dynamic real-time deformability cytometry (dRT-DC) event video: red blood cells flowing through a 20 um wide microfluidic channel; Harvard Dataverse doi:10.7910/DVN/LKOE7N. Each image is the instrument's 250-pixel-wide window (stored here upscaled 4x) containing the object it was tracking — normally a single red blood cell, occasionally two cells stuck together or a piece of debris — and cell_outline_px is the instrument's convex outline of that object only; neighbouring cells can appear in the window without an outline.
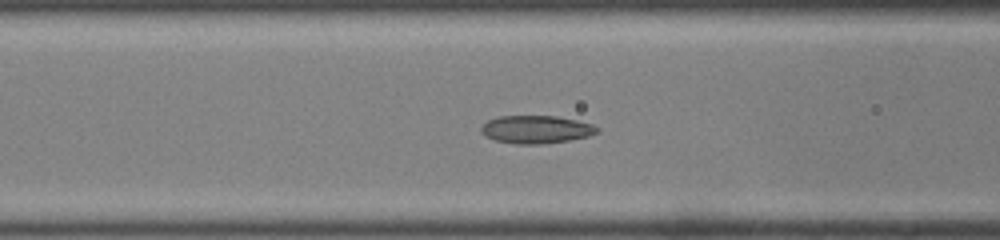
{"species": "common noctule bat (a hibernating species)", "species_latin": "Nyctalus noctula", "temperature_condition": "room temperature", "stored_images_in_passage": 44, "camera_frame_rate_fps": 3000, "um_per_image_px": 0.085, "animal": {"sex": "male", "body_mass_g": 19.0, "forearm_length_mm": 50.8}, "frame": {"image": 1, "passage_image": 15, "time_ms": 4.667, "image_size_px": [1000, 240], "cell_outline_px": [[600, 132], [588, 136], [568, 140], [544, 144], [516, 144], [496, 140], [484, 136], [480, 132], [480, 128], [488, 120], [500, 116], [556, 116], [576, 120], [592, 124], [600, 128]], "centroid_in_image_um": [45.58, 11.0], "position_along_channel_um": 121.0, "area_um2": 18.9}}
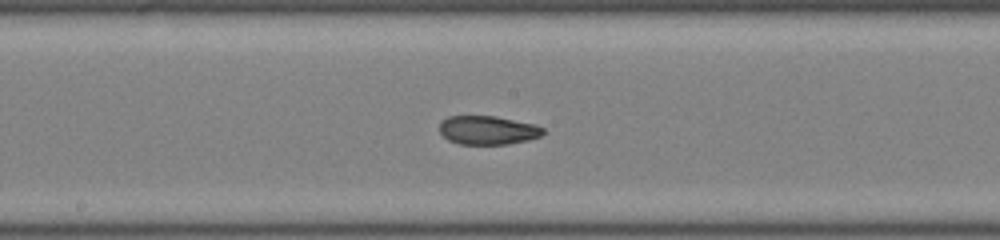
{"frame": {"image": 2, "passage_image": 21, "time_ms": 6.667, "image_size_px": [1000, 240], "cell_outline_px": [[544, 132], [540, 136], [528, 140], [508, 144], [460, 144], [448, 140], [440, 132], [440, 120], [448, 116], [496, 116], [532, 124], [544, 128]], "centroid_in_image_um": [41.43, 11.06], "position_along_channel_um": 206.8, "area_um2": 17.28}}
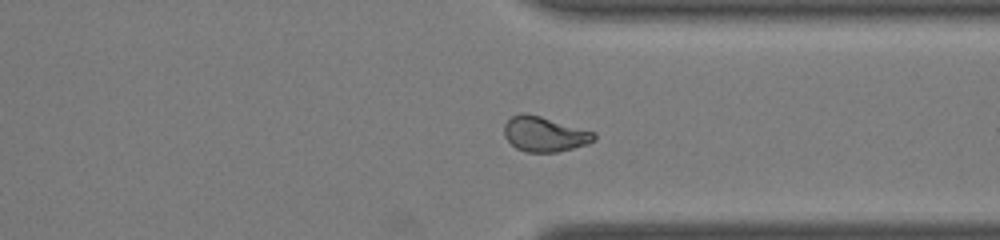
{"frame": {"image": 3, "passage_image": 32, "time_ms": 10.333, "image_size_px": [1000, 240], "cell_outline_px": [[596, 140], [588, 144], [556, 152], [524, 152], [516, 148], [504, 136], [504, 124], [512, 116], [520, 112], [524, 112], [540, 116], [596, 132]], "centroid_in_image_um": [46.29, 11.4], "position_along_channel_um": 365.1, "area_um2": 18.44}, "authors_computed_cell_mechanics": {"area_um2": 18.9006, "velocity_mm_per_s": 4.2954, "shape_relaxation_time_tau1_ms": null, "shape_relaxation_time_tau2_ms": 1.5225, "deformation_change_tau1": null, "deformation_change_tau2": 0.0672}}